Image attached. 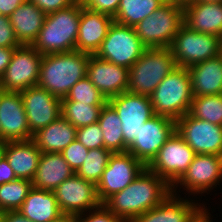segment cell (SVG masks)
<instances>
[{
    "mask_svg": "<svg viewBox=\"0 0 222 222\" xmlns=\"http://www.w3.org/2000/svg\"><path fill=\"white\" fill-rule=\"evenodd\" d=\"M27 0H0V14L2 16H10L20 4Z\"/></svg>",
    "mask_w": 222,
    "mask_h": 222,
    "instance_id": "obj_43",
    "label": "cell"
},
{
    "mask_svg": "<svg viewBox=\"0 0 222 222\" xmlns=\"http://www.w3.org/2000/svg\"><path fill=\"white\" fill-rule=\"evenodd\" d=\"M75 3H83L85 0H73Z\"/></svg>",
    "mask_w": 222,
    "mask_h": 222,
    "instance_id": "obj_51",
    "label": "cell"
},
{
    "mask_svg": "<svg viewBox=\"0 0 222 222\" xmlns=\"http://www.w3.org/2000/svg\"><path fill=\"white\" fill-rule=\"evenodd\" d=\"M83 213L76 215V222H124L121 218L115 216L104 204L96 207L91 214L84 218ZM83 217V219H82Z\"/></svg>",
    "mask_w": 222,
    "mask_h": 222,
    "instance_id": "obj_38",
    "label": "cell"
},
{
    "mask_svg": "<svg viewBox=\"0 0 222 222\" xmlns=\"http://www.w3.org/2000/svg\"><path fill=\"white\" fill-rule=\"evenodd\" d=\"M145 166L132 154L112 153L108 165L97 183V194L103 204L109 197L126 188Z\"/></svg>",
    "mask_w": 222,
    "mask_h": 222,
    "instance_id": "obj_13",
    "label": "cell"
},
{
    "mask_svg": "<svg viewBox=\"0 0 222 222\" xmlns=\"http://www.w3.org/2000/svg\"><path fill=\"white\" fill-rule=\"evenodd\" d=\"M195 152L175 131L147 168L173 186L186 172Z\"/></svg>",
    "mask_w": 222,
    "mask_h": 222,
    "instance_id": "obj_10",
    "label": "cell"
},
{
    "mask_svg": "<svg viewBox=\"0 0 222 222\" xmlns=\"http://www.w3.org/2000/svg\"><path fill=\"white\" fill-rule=\"evenodd\" d=\"M2 213H3V211H2L1 208H0V217H1Z\"/></svg>",
    "mask_w": 222,
    "mask_h": 222,
    "instance_id": "obj_52",
    "label": "cell"
},
{
    "mask_svg": "<svg viewBox=\"0 0 222 222\" xmlns=\"http://www.w3.org/2000/svg\"><path fill=\"white\" fill-rule=\"evenodd\" d=\"M195 2H205V3H218L222 2V0H193Z\"/></svg>",
    "mask_w": 222,
    "mask_h": 222,
    "instance_id": "obj_48",
    "label": "cell"
},
{
    "mask_svg": "<svg viewBox=\"0 0 222 222\" xmlns=\"http://www.w3.org/2000/svg\"><path fill=\"white\" fill-rule=\"evenodd\" d=\"M76 140L87 149L104 148L103 133L98 122L77 128Z\"/></svg>",
    "mask_w": 222,
    "mask_h": 222,
    "instance_id": "obj_36",
    "label": "cell"
},
{
    "mask_svg": "<svg viewBox=\"0 0 222 222\" xmlns=\"http://www.w3.org/2000/svg\"><path fill=\"white\" fill-rule=\"evenodd\" d=\"M169 1H171V2H177V3H181V4H185V3L190 2V1H192V0H169Z\"/></svg>",
    "mask_w": 222,
    "mask_h": 222,
    "instance_id": "obj_49",
    "label": "cell"
},
{
    "mask_svg": "<svg viewBox=\"0 0 222 222\" xmlns=\"http://www.w3.org/2000/svg\"><path fill=\"white\" fill-rule=\"evenodd\" d=\"M61 101H76L88 105H105L108 102L87 76L80 79Z\"/></svg>",
    "mask_w": 222,
    "mask_h": 222,
    "instance_id": "obj_35",
    "label": "cell"
},
{
    "mask_svg": "<svg viewBox=\"0 0 222 222\" xmlns=\"http://www.w3.org/2000/svg\"><path fill=\"white\" fill-rule=\"evenodd\" d=\"M62 213L78 215L100 206L96 184L84 180L76 173L64 180L53 191Z\"/></svg>",
    "mask_w": 222,
    "mask_h": 222,
    "instance_id": "obj_15",
    "label": "cell"
},
{
    "mask_svg": "<svg viewBox=\"0 0 222 222\" xmlns=\"http://www.w3.org/2000/svg\"><path fill=\"white\" fill-rule=\"evenodd\" d=\"M7 145V141L0 140V161L5 157V147Z\"/></svg>",
    "mask_w": 222,
    "mask_h": 222,
    "instance_id": "obj_47",
    "label": "cell"
},
{
    "mask_svg": "<svg viewBox=\"0 0 222 222\" xmlns=\"http://www.w3.org/2000/svg\"><path fill=\"white\" fill-rule=\"evenodd\" d=\"M82 3L46 15L37 38L31 44L42 55L76 50Z\"/></svg>",
    "mask_w": 222,
    "mask_h": 222,
    "instance_id": "obj_3",
    "label": "cell"
},
{
    "mask_svg": "<svg viewBox=\"0 0 222 222\" xmlns=\"http://www.w3.org/2000/svg\"><path fill=\"white\" fill-rule=\"evenodd\" d=\"M184 24L191 30L222 39V2L190 1L183 4Z\"/></svg>",
    "mask_w": 222,
    "mask_h": 222,
    "instance_id": "obj_22",
    "label": "cell"
},
{
    "mask_svg": "<svg viewBox=\"0 0 222 222\" xmlns=\"http://www.w3.org/2000/svg\"><path fill=\"white\" fill-rule=\"evenodd\" d=\"M108 103L120 118L124 143L129 147L137 139L141 126L154 115L151 99L127 91L110 98Z\"/></svg>",
    "mask_w": 222,
    "mask_h": 222,
    "instance_id": "obj_12",
    "label": "cell"
},
{
    "mask_svg": "<svg viewBox=\"0 0 222 222\" xmlns=\"http://www.w3.org/2000/svg\"><path fill=\"white\" fill-rule=\"evenodd\" d=\"M19 211L32 222H50L63 214L53 191L34 187L29 190Z\"/></svg>",
    "mask_w": 222,
    "mask_h": 222,
    "instance_id": "obj_28",
    "label": "cell"
},
{
    "mask_svg": "<svg viewBox=\"0 0 222 222\" xmlns=\"http://www.w3.org/2000/svg\"><path fill=\"white\" fill-rule=\"evenodd\" d=\"M89 59V53L78 50L45 54L41 59L37 85L62 99L87 75Z\"/></svg>",
    "mask_w": 222,
    "mask_h": 222,
    "instance_id": "obj_2",
    "label": "cell"
},
{
    "mask_svg": "<svg viewBox=\"0 0 222 222\" xmlns=\"http://www.w3.org/2000/svg\"><path fill=\"white\" fill-rule=\"evenodd\" d=\"M172 192L154 208L138 215L131 222H200L208 213L189 200H181ZM205 209V210H204Z\"/></svg>",
    "mask_w": 222,
    "mask_h": 222,
    "instance_id": "obj_18",
    "label": "cell"
},
{
    "mask_svg": "<svg viewBox=\"0 0 222 222\" xmlns=\"http://www.w3.org/2000/svg\"><path fill=\"white\" fill-rule=\"evenodd\" d=\"M177 67L170 48H146L129 68L130 93L150 97L160 82Z\"/></svg>",
    "mask_w": 222,
    "mask_h": 222,
    "instance_id": "obj_5",
    "label": "cell"
},
{
    "mask_svg": "<svg viewBox=\"0 0 222 222\" xmlns=\"http://www.w3.org/2000/svg\"><path fill=\"white\" fill-rule=\"evenodd\" d=\"M0 130L5 141L32 139L20 92L0 90Z\"/></svg>",
    "mask_w": 222,
    "mask_h": 222,
    "instance_id": "obj_17",
    "label": "cell"
},
{
    "mask_svg": "<svg viewBox=\"0 0 222 222\" xmlns=\"http://www.w3.org/2000/svg\"><path fill=\"white\" fill-rule=\"evenodd\" d=\"M32 182L28 179H17L0 185V208L3 212L19 210Z\"/></svg>",
    "mask_w": 222,
    "mask_h": 222,
    "instance_id": "obj_33",
    "label": "cell"
},
{
    "mask_svg": "<svg viewBox=\"0 0 222 222\" xmlns=\"http://www.w3.org/2000/svg\"><path fill=\"white\" fill-rule=\"evenodd\" d=\"M113 22L112 16L92 11L82 5L76 50L94 55Z\"/></svg>",
    "mask_w": 222,
    "mask_h": 222,
    "instance_id": "obj_21",
    "label": "cell"
},
{
    "mask_svg": "<svg viewBox=\"0 0 222 222\" xmlns=\"http://www.w3.org/2000/svg\"><path fill=\"white\" fill-rule=\"evenodd\" d=\"M15 48L0 47V78L8 67Z\"/></svg>",
    "mask_w": 222,
    "mask_h": 222,
    "instance_id": "obj_45",
    "label": "cell"
},
{
    "mask_svg": "<svg viewBox=\"0 0 222 222\" xmlns=\"http://www.w3.org/2000/svg\"><path fill=\"white\" fill-rule=\"evenodd\" d=\"M120 0H85L82 5L92 11L104 13L114 17Z\"/></svg>",
    "mask_w": 222,
    "mask_h": 222,
    "instance_id": "obj_40",
    "label": "cell"
},
{
    "mask_svg": "<svg viewBox=\"0 0 222 222\" xmlns=\"http://www.w3.org/2000/svg\"><path fill=\"white\" fill-rule=\"evenodd\" d=\"M43 55L32 45L15 48L11 61L0 78V90L21 92L38 84Z\"/></svg>",
    "mask_w": 222,
    "mask_h": 222,
    "instance_id": "obj_9",
    "label": "cell"
},
{
    "mask_svg": "<svg viewBox=\"0 0 222 222\" xmlns=\"http://www.w3.org/2000/svg\"><path fill=\"white\" fill-rule=\"evenodd\" d=\"M208 215L209 213L200 222H211L210 217Z\"/></svg>",
    "mask_w": 222,
    "mask_h": 222,
    "instance_id": "obj_50",
    "label": "cell"
},
{
    "mask_svg": "<svg viewBox=\"0 0 222 222\" xmlns=\"http://www.w3.org/2000/svg\"><path fill=\"white\" fill-rule=\"evenodd\" d=\"M192 93L188 68L175 67L150 96L153 113L177 121L189 113Z\"/></svg>",
    "mask_w": 222,
    "mask_h": 222,
    "instance_id": "obj_4",
    "label": "cell"
},
{
    "mask_svg": "<svg viewBox=\"0 0 222 222\" xmlns=\"http://www.w3.org/2000/svg\"><path fill=\"white\" fill-rule=\"evenodd\" d=\"M0 222H32L26 218L19 210L5 211L0 217Z\"/></svg>",
    "mask_w": 222,
    "mask_h": 222,
    "instance_id": "obj_44",
    "label": "cell"
},
{
    "mask_svg": "<svg viewBox=\"0 0 222 222\" xmlns=\"http://www.w3.org/2000/svg\"><path fill=\"white\" fill-rule=\"evenodd\" d=\"M177 66L189 68L221 54L222 39L191 30L183 24L170 46Z\"/></svg>",
    "mask_w": 222,
    "mask_h": 222,
    "instance_id": "obj_7",
    "label": "cell"
},
{
    "mask_svg": "<svg viewBox=\"0 0 222 222\" xmlns=\"http://www.w3.org/2000/svg\"><path fill=\"white\" fill-rule=\"evenodd\" d=\"M9 18L18 41L31 45L44 24L46 14L27 0L20 4Z\"/></svg>",
    "mask_w": 222,
    "mask_h": 222,
    "instance_id": "obj_27",
    "label": "cell"
},
{
    "mask_svg": "<svg viewBox=\"0 0 222 222\" xmlns=\"http://www.w3.org/2000/svg\"><path fill=\"white\" fill-rule=\"evenodd\" d=\"M222 178V156L195 154L193 161L176 184L183 185L190 193H204L217 185Z\"/></svg>",
    "mask_w": 222,
    "mask_h": 222,
    "instance_id": "obj_19",
    "label": "cell"
},
{
    "mask_svg": "<svg viewBox=\"0 0 222 222\" xmlns=\"http://www.w3.org/2000/svg\"><path fill=\"white\" fill-rule=\"evenodd\" d=\"M30 132L48 126L61 116V98L36 85L20 92Z\"/></svg>",
    "mask_w": 222,
    "mask_h": 222,
    "instance_id": "obj_16",
    "label": "cell"
},
{
    "mask_svg": "<svg viewBox=\"0 0 222 222\" xmlns=\"http://www.w3.org/2000/svg\"><path fill=\"white\" fill-rule=\"evenodd\" d=\"M17 179L18 178L16 177L14 170L12 169V167L9 165L8 161L4 157L0 161V185L17 180Z\"/></svg>",
    "mask_w": 222,
    "mask_h": 222,
    "instance_id": "obj_42",
    "label": "cell"
},
{
    "mask_svg": "<svg viewBox=\"0 0 222 222\" xmlns=\"http://www.w3.org/2000/svg\"><path fill=\"white\" fill-rule=\"evenodd\" d=\"M89 149L84 147L78 140H74L69 146H67L61 154L69 164L70 168L76 173L82 166L85 157L88 155Z\"/></svg>",
    "mask_w": 222,
    "mask_h": 222,
    "instance_id": "obj_37",
    "label": "cell"
},
{
    "mask_svg": "<svg viewBox=\"0 0 222 222\" xmlns=\"http://www.w3.org/2000/svg\"><path fill=\"white\" fill-rule=\"evenodd\" d=\"M29 1L35 4L46 15L53 12H57L58 10L68 8L75 3L73 0H29Z\"/></svg>",
    "mask_w": 222,
    "mask_h": 222,
    "instance_id": "obj_41",
    "label": "cell"
},
{
    "mask_svg": "<svg viewBox=\"0 0 222 222\" xmlns=\"http://www.w3.org/2000/svg\"><path fill=\"white\" fill-rule=\"evenodd\" d=\"M77 128L62 116L36 131L32 141L42 153H61L76 139Z\"/></svg>",
    "mask_w": 222,
    "mask_h": 222,
    "instance_id": "obj_25",
    "label": "cell"
},
{
    "mask_svg": "<svg viewBox=\"0 0 222 222\" xmlns=\"http://www.w3.org/2000/svg\"><path fill=\"white\" fill-rule=\"evenodd\" d=\"M75 172L61 153H42L32 182V187L54 191L59 184Z\"/></svg>",
    "mask_w": 222,
    "mask_h": 222,
    "instance_id": "obj_24",
    "label": "cell"
},
{
    "mask_svg": "<svg viewBox=\"0 0 222 222\" xmlns=\"http://www.w3.org/2000/svg\"><path fill=\"white\" fill-rule=\"evenodd\" d=\"M86 76L107 100L127 92L129 68L118 66L90 54Z\"/></svg>",
    "mask_w": 222,
    "mask_h": 222,
    "instance_id": "obj_20",
    "label": "cell"
},
{
    "mask_svg": "<svg viewBox=\"0 0 222 222\" xmlns=\"http://www.w3.org/2000/svg\"><path fill=\"white\" fill-rule=\"evenodd\" d=\"M22 44L18 41L8 16H0V47L17 48Z\"/></svg>",
    "mask_w": 222,
    "mask_h": 222,
    "instance_id": "obj_39",
    "label": "cell"
},
{
    "mask_svg": "<svg viewBox=\"0 0 222 222\" xmlns=\"http://www.w3.org/2000/svg\"><path fill=\"white\" fill-rule=\"evenodd\" d=\"M194 97L222 94V54L188 68Z\"/></svg>",
    "mask_w": 222,
    "mask_h": 222,
    "instance_id": "obj_23",
    "label": "cell"
},
{
    "mask_svg": "<svg viewBox=\"0 0 222 222\" xmlns=\"http://www.w3.org/2000/svg\"><path fill=\"white\" fill-rule=\"evenodd\" d=\"M112 152L105 148L89 149L85 161L76 174L84 180L96 184L100 181Z\"/></svg>",
    "mask_w": 222,
    "mask_h": 222,
    "instance_id": "obj_34",
    "label": "cell"
},
{
    "mask_svg": "<svg viewBox=\"0 0 222 222\" xmlns=\"http://www.w3.org/2000/svg\"><path fill=\"white\" fill-rule=\"evenodd\" d=\"M145 49L134 27L113 22L94 55L118 66L130 68Z\"/></svg>",
    "mask_w": 222,
    "mask_h": 222,
    "instance_id": "obj_8",
    "label": "cell"
},
{
    "mask_svg": "<svg viewBox=\"0 0 222 222\" xmlns=\"http://www.w3.org/2000/svg\"><path fill=\"white\" fill-rule=\"evenodd\" d=\"M176 132L195 154L222 156V126L196 119L187 113L176 121Z\"/></svg>",
    "mask_w": 222,
    "mask_h": 222,
    "instance_id": "obj_14",
    "label": "cell"
},
{
    "mask_svg": "<svg viewBox=\"0 0 222 222\" xmlns=\"http://www.w3.org/2000/svg\"><path fill=\"white\" fill-rule=\"evenodd\" d=\"M98 123L103 133L104 148L112 153L127 152L124 143L122 123L115 109L107 102L101 109Z\"/></svg>",
    "mask_w": 222,
    "mask_h": 222,
    "instance_id": "obj_29",
    "label": "cell"
},
{
    "mask_svg": "<svg viewBox=\"0 0 222 222\" xmlns=\"http://www.w3.org/2000/svg\"><path fill=\"white\" fill-rule=\"evenodd\" d=\"M104 105H88L76 101H61V116L75 128H81L98 122Z\"/></svg>",
    "mask_w": 222,
    "mask_h": 222,
    "instance_id": "obj_31",
    "label": "cell"
},
{
    "mask_svg": "<svg viewBox=\"0 0 222 222\" xmlns=\"http://www.w3.org/2000/svg\"><path fill=\"white\" fill-rule=\"evenodd\" d=\"M183 24V4L167 1L134 28L146 48H170Z\"/></svg>",
    "mask_w": 222,
    "mask_h": 222,
    "instance_id": "obj_6",
    "label": "cell"
},
{
    "mask_svg": "<svg viewBox=\"0 0 222 222\" xmlns=\"http://www.w3.org/2000/svg\"><path fill=\"white\" fill-rule=\"evenodd\" d=\"M172 186L145 167L122 191L109 197L103 204L124 222L158 206L170 193Z\"/></svg>",
    "mask_w": 222,
    "mask_h": 222,
    "instance_id": "obj_1",
    "label": "cell"
},
{
    "mask_svg": "<svg viewBox=\"0 0 222 222\" xmlns=\"http://www.w3.org/2000/svg\"><path fill=\"white\" fill-rule=\"evenodd\" d=\"M189 114L196 119L222 126V94L194 97Z\"/></svg>",
    "mask_w": 222,
    "mask_h": 222,
    "instance_id": "obj_32",
    "label": "cell"
},
{
    "mask_svg": "<svg viewBox=\"0 0 222 222\" xmlns=\"http://www.w3.org/2000/svg\"><path fill=\"white\" fill-rule=\"evenodd\" d=\"M41 154L32 140L7 141L5 147V158L19 179H33Z\"/></svg>",
    "mask_w": 222,
    "mask_h": 222,
    "instance_id": "obj_26",
    "label": "cell"
},
{
    "mask_svg": "<svg viewBox=\"0 0 222 222\" xmlns=\"http://www.w3.org/2000/svg\"><path fill=\"white\" fill-rule=\"evenodd\" d=\"M175 131V120L154 114L141 126L137 139L127 148V152L147 167Z\"/></svg>",
    "mask_w": 222,
    "mask_h": 222,
    "instance_id": "obj_11",
    "label": "cell"
},
{
    "mask_svg": "<svg viewBox=\"0 0 222 222\" xmlns=\"http://www.w3.org/2000/svg\"><path fill=\"white\" fill-rule=\"evenodd\" d=\"M166 2L167 0H120L113 17L114 22L134 27Z\"/></svg>",
    "mask_w": 222,
    "mask_h": 222,
    "instance_id": "obj_30",
    "label": "cell"
},
{
    "mask_svg": "<svg viewBox=\"0 0 222 222\" xmlns=\"http://www.w3.org/2000/svg\"><path fill=\"white\" fill-rule=\"evenodd\" d=\"M50 222H76V215L72 214H62L55 220H52Z\"/></svg>",
    "mask_w": 222,
    "mask_h": 222,
    "instance_id": "obj_46",
    "label": "cell"
}]
</instances>
